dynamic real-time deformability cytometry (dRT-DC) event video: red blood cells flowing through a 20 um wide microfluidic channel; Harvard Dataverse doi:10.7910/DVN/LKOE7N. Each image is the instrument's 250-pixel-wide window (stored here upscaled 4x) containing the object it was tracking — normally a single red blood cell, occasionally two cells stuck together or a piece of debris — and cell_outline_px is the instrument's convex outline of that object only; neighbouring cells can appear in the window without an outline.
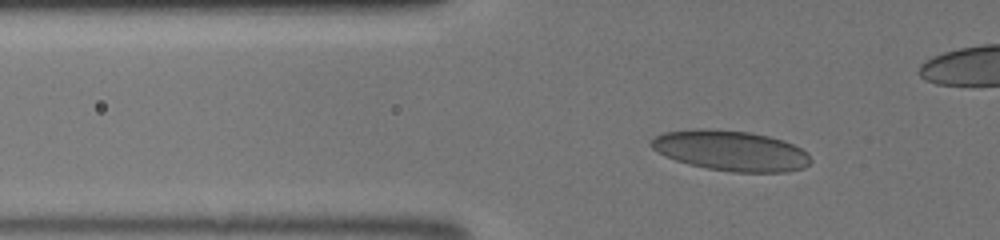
{"species": "human", "species_latin": "Homo sapiens", "temperature_condition": "room temperature", "stored_images_in_passage": 39, "camera_frame_rate_fps": 3000, "um_per_image_px": 0.085, "donor": {"sex": "male"}, "frame": {"image": 1, "passage_image": 9, "time_ms": 2.667, "image_size_px": [1000, 240], "cell_outline_px": [[812, 160], [804, 168], [788, 172], [732, 172], [708, 168], [688, 164], [664, 156], [656, 152], [648, 144], [656, 136], [664, 132], [696, 128], [708, 128], [748, 132], [768, 136], [784, 140], [808, 152]], "centroid_in_image_um": [62.11, 12.8], "position_along_channel_um": 63.7, "area_um2": 37.69}}
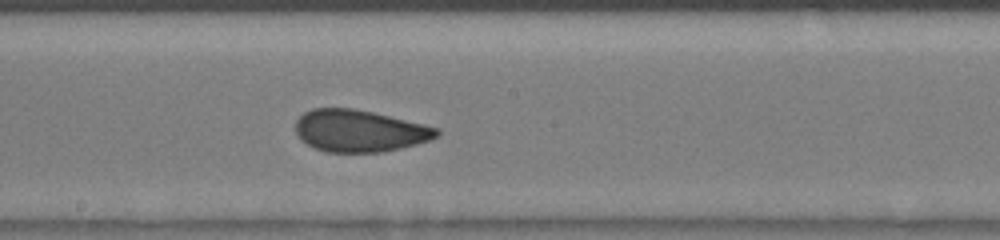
{"frame": {"image": 2, "passage_image": 20, "time_ms": 6.333, "image_size_px": [1000, 240], "cell_outline_px": [[440, 132], [436, 136], [428, 140], [416, 144], [384, 152], [328, 152], [312, 148], [300, 140], [296, 132], [296, 120], [304, 112], [312, 108], [352, 108], [372, 112], [424, 124], [440, 128]], "centroid_in_image_um": [30.52, 11.12], "position_along_channel_um": 217.7, "area_um2": 34.56}}
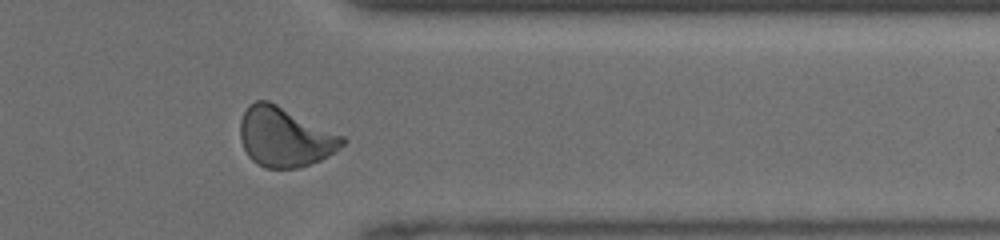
{"frame": {"image": 3, "passage_image": 31, "time_ms": 10.0, "image_size_px": [1000, 240], "cell_outline_px": [[348, 140], [336, 152], [320, 160], [300, 168], [264, 168], [256, 164], [248, 156], [240, 140], [240, 120], [248, 104], [256, 100], [268, 100], [344, 136]], "centroid_in_image_um": [24.2, 11.66], "position_along_channel_um": 387.2, "area_um2": 35.66}}